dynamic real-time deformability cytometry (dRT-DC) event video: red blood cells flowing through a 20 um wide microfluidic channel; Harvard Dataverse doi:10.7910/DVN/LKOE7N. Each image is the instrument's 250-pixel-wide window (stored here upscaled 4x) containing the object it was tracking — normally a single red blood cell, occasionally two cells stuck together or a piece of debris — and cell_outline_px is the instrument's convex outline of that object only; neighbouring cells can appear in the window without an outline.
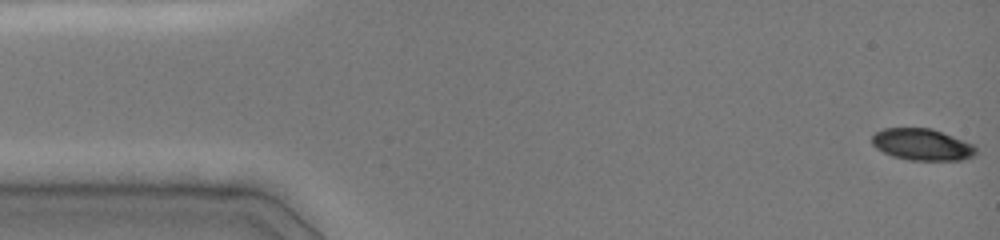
{"species": "common noctule bat (a hibernating species)", "species_latin": "Nyctalus noctula", "temperature_condition": "cold", "stored_images_in_passage": 48, "camera_frame_rate_fps": 3000, "um_per_image_px": 0.085, "animal": {"sex": "female", "body_mass_g": 19.0, "forearm_length_mm": 51.5}, "frame": {"image": 1, "passage_image": 1, "time_ms": 0.0, "image_size_px": [1000, 240], "cell_outline_px": [[976, 152], [972, 156], [960, 160], [908, 160], [892, 156], [876, 148], [872, 144], [872, 136], [876, 132], [884, 128], [932, 128], [972, 144], [976, 148]], "centroid_in_image_um": [78.34, 12.28], "position_along_channel_um": 6.7, "area_um2": 19.02}}
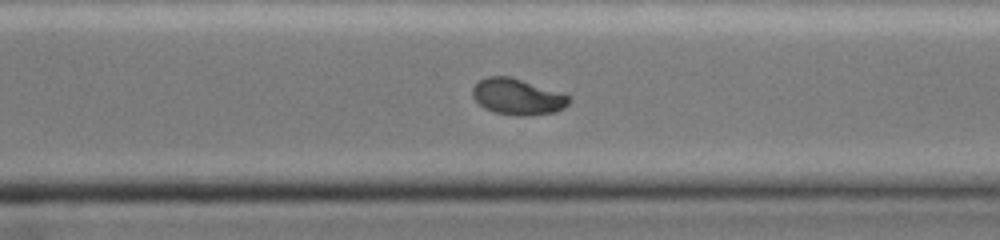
{"frame": {"image": 2, "passage_image": 34, "time_ms": 11.0, "image_size_px": [1000, 240], "cell_outline_px": [[568, 104], [564, 108], [556, 112], [524, 116], [516, 116], [496, 112], [484, 108], [472, 96], [472, 88], [480, 80], [488, 76], [508, 76], [564, 92], [568, 96]], "centroid_in_image_um": [44.0, 8.22], "position_along_channel_um": 326.6, "area_um2": 20.29}}
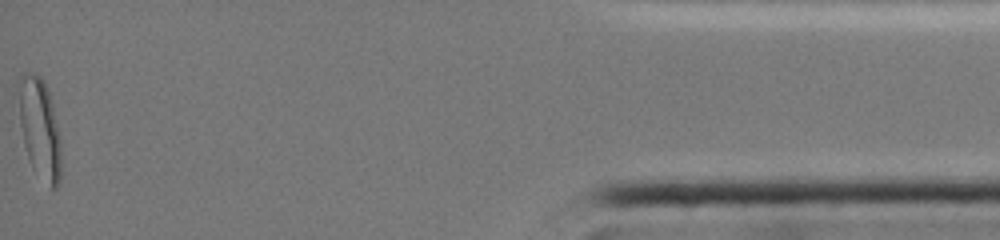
{"frame": {"image": 3, "passage_image": 48, "time_ms": 15.667, "image_size_px": [1000, 240], "cell_outline_px": [[60, 180], [56, 188], [52, 188], [32, 168], [28, 160], [24, 144], [20, 124], [16, 80], [20, 72], [36, 72], [44, 80], [52, 104], [60, 140]], "centroid_in_image_um": [3.32, 10.81], "position_along_channel_um": 431.9, "area_um2": 25.14}, "authors_computed_cell_mechanics": {"area_um2": 20.7502, "velocity_mm_per_s": 4.0173, "shape_relaxation_time_tau1_ms": 6.0975, "shape_relaxation_time_tau2_ms": 2.9769, "deformation_change_tau1": 0.187, "deformation_change_tau2": 0.0456}}